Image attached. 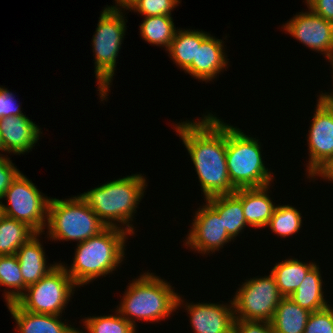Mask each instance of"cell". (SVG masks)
Instances as JSON below:
<instances>
[{"instance_id":"1","label":"cell","mask_w":333,"mask_h":333,"mask_svg":"<svg viewBox=\"0 0 333 333\" xmlns=\"http://www.w3.org/2000/svg\"><path fill=\"white\" fill-rule=\"evenodd\" d=\"M197 121H183L175 126L195 168L204 200L233 194L226 163L227 123L212 113Z\"/></svg>"},{"instance_id":"2","label":"cell","mask_w":333,"mask_h":333,"mask_svg":"<svg viewBox=\"0 0 333 333\" xmlns=\"http://www.w3.org/2000/svg\"><path fill=\"white\" fill-rule=\"evenodd\" d=\"M145 178L142 174H131L110 180L79 196L107 227L123 229L132 236L135 230L131 223L148 185Z\"/></svg>"},{"instance_id":"3","label":"cell","mask_w":333,"mask_h":333,"mask_svg":"<svg viewBox=\"0 0 333 333\" xmlns=\"http://www.w3.org/2000/svg\"><path fill=\"white\" fill-rule=\"evenodd\" d=\"M127 231L107 227L100 234L77 243L73 263H61L73 282L79 286L87 285L99 277L112 274L125 257Z\"/></svg>"},{"instance_id":"4","label":"cell","mask_w":333,"mask_h":333,"mask_svg":"<svg viewBox=\"0 0 333 333\" xmlns=\"http://www.w3.org/2000/svg\"><path fill=\"white\" fill-rule=\"evenodd\" d=\"M131 282L115 310L135 328L136 320L159 322L176 312L179 295L165 279L147 271Z\"/></svg>"},{"instance_id":"5","label":"cell","mask_w":333,"mask_h":333,"mask_svg":"<svg viewBox=\"0 0 333 333\" xmlns=\"http://www.w3.org/2000/svg\"><path fill=\"white\" fill-rule=\"evenodd\" d=\"M226 163L235 189L260 188L273 182L274 173L263 162L259 139L230 124H227Z\"/></svg>"},{"instance_id":"6","label":"cell","mask_w":333,"mask_h":333,"mask_svg":"<svg viewBox=\"0 0 333 333\" xmlns=\"http://www.w3.org/2000/svg\"><path fill=\"white\" fill-rule=\"evenodd\" d=\"M107 226L79 196L66 199L50 198L46 231L52 241L81 243L100 234ZM49 236V237H48Z\"/></svg>"},{"instance_id":"7","label":"cell","mask_w":333,"mask_h":333,"mask_svg":"<svg viewBox=\"0 0 333 333\" xmlns=\"http://www.w3.org/2000/svg\"><path fill=\"white\" fill-rule=\"evenodd\" d=\"M122 11H113L104 8L101 11L97 28L92 39L94 53L95 78L98 85L100 100L107 96L116 70L117 57L126 32L127 19ZM126 20V21H125Z\"/></svg>"},{"instance_id":"8","label":"cell","mask_w":333,"mask_h":333,"mask_svg":"<svg viewBox=\"0 0 333 333\" xmlns=\"http://www.w3.org/2000/svg\"><path fill=\"white\" fill-rule=\"evenodd\" d=\"M78 287L61 263L38 282L30 285L15 303L23 310L48 315H61Z\"/></svg>"},{"instance_id":"9","label":"cell","mask_w":333,"mask_h":333,"mask_svg":"<svg viewBox=\"0 0 333 333\" xmlns=\"http://www.w3.org/2000/svg\"><path fill=\"white\" fill-rule=\"evenodd\" d=\"M283 298L271 272L245 280L232 299L235 319L271 322Z\"/></svg>"},{"instance_id":"10","label":"cell","mask_w":333,"mask_h":333,"mask_svg":"<svg viewBox=\"0 0 333 333\" xmlns=\"http://www.w3.org/2000/svg\"><path fill=\"white\" fill-rule=\"evenodd\" d=\"M4 199L8 201L2 204L5 216L25 222L37 233L45 234L50 197L42 194L23 173L11 183L1 201Z\"/></svg>"},{"instance_id":"11","label":"cell","mask_w":333,"mask_h":333,"mask_svg":"<svg viewBox=\"0 0 333 333\" xmlns=\"http://www.w3.org/2000/svg\"><path fill=\"white\" fill-rule=\"evenodd\" d=\"M195 212L191 229L184 242L186 249L197 251L200 254H209L219 251L220 248L233 239L224 229L219 213L207 202Z\"/></svg>"},{"instance_id":"12","label":"cell","mask_w":333,"mask_h":333,"mask_svg":"<svg viewBox=\"0 0 333 333\" xmlns=\"http://www.w3.org/2000/svg\"><path fill=\"white\" fill-rule=\"evenodd\" d=\"M307 8L308 11L299 12L283 24V31L311 50L324 54L326 60L333 59V22Z\"/></svg>"},{"instance_id":"13","label":"cell","mask_w":333,"mask_h":333,"mask_svg":"<svg viewBox=\"0 0 333 333\" xmlns=\"http://www.w3.org/2000/svg\"><path fill=\"white\" fill-rule=\"evenodd\" d=\"M309 127L307 144V178L313 176L333 158V112L317 99L315 113Z\"/></svg>"},{"instance_id":"14","label":"cell","mask_w":333,"mask_h":333,"mask_svg":"<svg viewBox=\"0 0 333 333\" xmlns=\"http://www.w3.org/2000/svg\"><path fill=\"white\" fill-rule=\"evenodd\" d=\"M179 294L177 308H184L189 314L190 326L194 333H233L234 331V305L233 300L229 304L218 303H188Z\"/></svg>"},{"instance_id":"15","label":"cell","mask_w":333,"mask_h":333,"mask_svg":"<svg viewBox=\"0 0 333 333\" xmlns=\"http://www.w3.org/2000/svg\"><path fill=\"white\" fill-rule=\"evenodd\" d=\"M42 134L41 128L25 114L0 119L3 151L21 155L32 151Z\"/></svg>"},{"instance_id":"16","label":"cell","mask_w":333,"mask_h":333,"mask_svg":"<svg viewBox=\"0 0 333 333\" xmlns=\"http://www.w3.org/2000/svg\"><path fill=\"white\" fill-rule=\"evenodd\" d=\"M223 44V40L209 34L201 45L197 46L196 61L184 72L201 82L217 78V74H221L229 65Z\"/></svg>"},{"instance_id":"17","label":"cell","mask_w":333,"mask_h":333,"mask_svg":"<svg viewBox=\"0 0 333 333\" xmlns=\"http://www.w3.org/2000/svg\"><path fill=\"white\" fill-rule=\"evenodd\" d=\"M271 185L260 188H240L234 194L241 200L248 226L264 228L273 215L275 203L268 195Z\"/></svg>"},{"instance_id":"18","label":"cell","mask_w":333,"mask_h":333,"mask_svg":"<svg viewBox=\"0 0 333 333\" xmlns=\"http://www.w3.org/2000/svg\"><path fill=\"white\" fill-rule=\"evenodd\" d=\"M19 333H77L78 328L62 322V315L32 313L21 309L15 302L7 305ZM70 325V326H69Z\"/></svg>"},{"instance_id":"19","label":"cell","mask_w":333,"mask_h":333,"mask_svg":"<svg viewBox=\"0 0 333 333\" xmlns=\"http://www.w3.org/2000/svg\"><path fill=\"white\" fill-rule=\"evenodd\" d=\"M41 235L42 233L34 235L15 253L19 261L25 289L38 282L58 264L54 262V264L47 265L45 250L39 239Z\"/></svg>"},{"instance_id":"20","label":"cell","mask_w":333,"mask_h":333,"mask_svg":"<svg viewBox=\"0 0 333 333\" xmlns=\"http://www.w3.org/2000/svg\"><path fill=\"white\" fill-rule=\"evenodd\" d=\"M323 283L319 265L315 264L289 298L310 312L324 309L330 304L324 298Z\"/></svg>"},{"instance_id":"21","label":"cell","mask_w":333,"mask_h":333,"mask_svg":"<svg viewBox=\"0 0 333 333\" xmlns=\"http://www.w3.org/2000/svg\"><path fill=\"white\" fill-rule=\"evenodd\" d=\"M205 201L219 213L224 229L233 241L248 226L244 217L242 202L234 193L209 197Z\"/></svg>"},{"instance_id":"22","label":"cell","mask_w":333,"mask_h":333,"mask_svg":"<svg viewBox=\"0 0 333 333\" xmlns=\"http://www.w3.org/2000/svg\"><path fill=\"white\" fill-rule=\"evenodd\" d=\"M209 35L200 30L177 29L174 39L167 52L174 64L186 70L193 61H196L197 46Z\"/></svg>"},{"instance_id":"23","label":"cell","mask_w":333,"mask_h":333,"mask_svg":"<svg viewBox=\"0 0 333 333\" xmlns=\"http://www.w3.org/2000/svg\"><path fill=\"white\" fill-rule=\"evenodd\" d=\"M310 313L289 297H284L271 321L274 333H303Z\"/></svg>"},{"instance_id":"24","label":"cell","mask_w":333,"mask_h":333,"mask_svg":"<svg viewBox=\"0 0 333 333\" xmlns=\"http://www.w3.org/2000/svg\"><path fill=\"white\" fill-rule=\"evenodd\" d=\"M315 262L304 263L295 258H287L277 262L271 269L278 290L284 297H289L305 279L308 271L315 265Z\"/></svg>"},{"instance_id":"25","label":"cell","mask_w":333,"mask_h":333,"mask_svg":"<svg viewBox=\"0 0 333 333\" xmlns=\"http://www.w3.org/2000/svg\"><path fill=\"white\" fill-rule=\"evenodd\" d=\"M36 234L27 223L4 216L0 220V255H14Z\"/></svg>"},{"instance_id":"26","label":"cell","mask_w":333,"mask_h":333,"mask_svg":"<svg viewBox=\"0 0 333 333\" xmlns=\"http://www.w3.org/2000/svg\"><path fill=\"white\" fill-rule=\"evenodd\" d=\"M173 21L172 16L166 15L144 17L139 25L141 38L151 45L165 47L167 51L177 31Z\"/></svg>"},{"instance_id":"27","label":"cell","mask_w":333,"mask_h":333,"mask_svg":"<svg viewBox=\"0 0 333 333\" xmlns=\"http://www.w3.org/2000/svg\"><path fill=\"white\" fill-rule=\"evenodd\" d=\"M8 287L3 294L6 305L15 302L25 291V283L21 274L19 261L14 255H0V286Z\"/></svg>"},{"instance_id":"28","label":"cell","mask_w":333,"mask_h":333,"mask_svg":"<svg viewBox=\"0 0 333 333\" xmlns=\"http://www.w3.org/2000/svg\"><path fill=\"white\" fill-rule=\"evenodd\" d=\"M266 227L281 238L294 235L302 227V216L296 207L276 205L273 215Z\"/></svg>"},{"instance_id":"29","label":"cell","mask_w":333,"mask_h":333,"mask_svg":"<svg viewBox=\"0 0 333 333\" xmlns=\"http://www.w3.org/2000/svg\"><path fill=\"white\" fill-rule=\"evenodd\" d=\"M115 313L117 314L85 317L82 322L86 332L78 329L77 333H137V329L117 310Z\"/></svg>"},{"instance_id":"30","label":"cell","mask_w":333,"mask_h":333,"mask_svg":"<svg viewBox=\"0 0 333 333\" xmlns=\"http://www.w3.org/2000/svg\"><path fill=\"white\" fill-rule=\"evenodd\" d=\"M181 3L180 0H139L131 9L144 17L166 15L171 16V11Z\"/></svg>"},{"instance_id":"31","label":"cell","mask_w":333,"mask_h":333,"mask_svg":"<svg viewBox=\"0 0 333 333\" xmlns=\"http://www.w3.org/2000/svg\"><path fill=\"white\" fill-rule=\"evenodd\" d=\"M303 333H333V306L311 312Z\"/></svg>"},{"instance_id":"32","label":"cell","mask_w":333,"mask_h":333,"mask_svg":"<svg viewBox=\"0 0 333 333\" xmlns=\"http://www.w3.org/2000/svg\"><path fill=\"white\" fill-rule=\"evenodd\" d=\"M10 160L8 155L0 153V200L10 187L11 183L21 173Z\"/></svg>"},{"instance_id":"33","label":"cell","mask_w":333,"mask_h":333,"mask_svg":"<svg viewBox=\"0 0 333 333\" xmlns=\"http://www.w3.org/2000/svg\"><path fill=\"white\" fill-rule=\"evenodd\" d=\"M233 333H274L271 322L235 319Z\"/></svg>"},{"instance_id":"34","label":"cell","mask_w":333,"mask_h":333,"mask_svg":"<svg viewBox=\"0 0 333 333\" xmlns=\"http://www.w3.org/2000/svg\"><path fill=\"white\" fill-rule=\"evenodd\" d=\"M23 114L15 96L5 87H0V119Z\"/></svg>"},{"instance_id":"35","label":"cell","mask_w":333,"mask_h":333,"mask_svg":"<svg viewBox=\"0 0 333 333\" xmlns=\"http://www.w3.org/2000/svg\"><path fill=\"white\" fill-rule=\"evenodd\" d=\"M305 4L318 16L333 22V0H305Z\"/></svg>"},{"instance_id":"36","label":"cell","mask_w":333,"mask_h":333,"mask_svg":"<svg viewBox=\"0 0 333 333\" xmlns=\"http://www.w3.org/2000/svg\"><path fill=\"white\" fill-rule=\"evenodd\" d=\"M139 0H115V5L106 6V9L113 11H125L130 10L135 6Z\"/></svg>"},{"instance_id":"37","label":"cell","mask_w":333,"mask_h":333,"mask_svg":"<svg viewBox=\"0 0 333 333\" xmlns=\"http://www.w3.org/2000/svg\"><path fill=\"white\" fill-rule=\"evenodd\" d=\"M316 177H321L324 180L326 179L333 182V158L323 168H321L311 180Z\"/></svg>"},{"instance_id":"38","label":"cell","mask_w":333,"mask_h":333,"mask_svg":"<svg viewBox=\"0 0 333 333\" xmlns=\"http://www.w3.org/2000/svg\"><path fill=\"white\" fill-rule=\"evenodd\" d=\"M318 97V99L333 112V92H325L320 94Z\"/></svg>"},{"instance_id":"39","label":"cell","mask_w":333,"mask_h":333,"mask_svg":"<svg viewBox=\"0 0 333 333\" xmlns=\"http://www.w3.org/2000/svg\"><path fill=\"white\" fill-rule=\"evenodd\" d=\"M2 201L0 200V220L5 216L4 215V209H3V206H2Z\"/></svg>"},{"instance_id":"40","label":"cell","mask_w":333,"mask_h":333,"mask_svg":"<svg viewBox=\"0 0 333 333\" xmlns=\"http://www.w3.org/2000/svg\"><path fill=\"white\" fill-rule=\"evenodd\" d=\"M0 151L3 152V145H2L1 135H0Z\"/></svg>"},{"instance_id":"41","label":"cell","mask_w":333,"mask_h":333,"mask_svg":"<svg viewBox=\"0 0 333 333\" xmlns=\"http://www.w3.org/2000/svg\"><path fill=\"white\" fill-rule=\"evenodd\" d=\"M329 62H330V65H332V68H333V59H330ZM332 70H333V69H332ZM332 73H333V71H332ZM332 78H333V76H332ZM332 85H333V84H332Z\"/></svg>"}]
</instances>
